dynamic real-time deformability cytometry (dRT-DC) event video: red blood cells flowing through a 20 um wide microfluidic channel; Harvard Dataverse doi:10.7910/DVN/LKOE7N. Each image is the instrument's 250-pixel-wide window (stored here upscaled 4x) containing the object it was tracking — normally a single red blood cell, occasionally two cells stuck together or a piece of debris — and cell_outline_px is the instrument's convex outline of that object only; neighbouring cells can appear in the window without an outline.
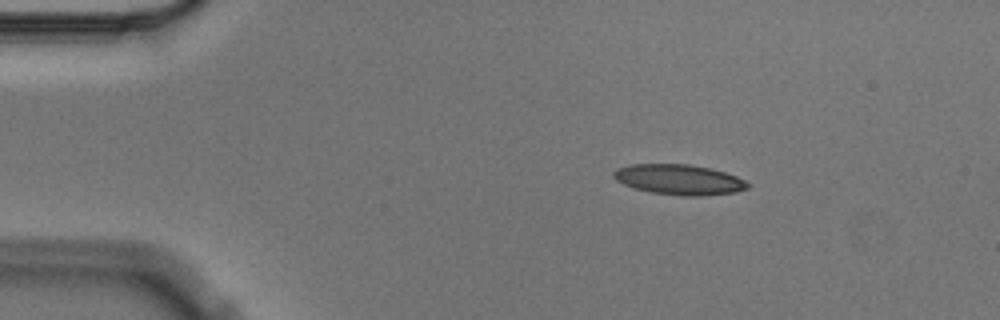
{"species": "Egyptian fruit bat (a non-hibernating species)", "species_latin": "Rousettus aegyptiacus", "temperature_condition": "cold", "stored_images_in_passage": 5, "camera_frame_rate_fps": 3000, "um_per_image_px": 0.085, "animal": {"sex": "male"}, "frame": {"image": 1, "passage_image": 2, "time_ms": 0.333, "image_size_px": [1000, 320], "cell_outline_px": [[748, 188], [736, 192], [700, 196], [680, 196], [652, 192], [636, 188], [624, 184], [616, 180], [612, 176], [612, 172], [616, 168], [628, 164], [688, 164], [712, 168], [736, 176], [744, 180], [748, 184]], "centroid_in_image_um": [57.7, 15.25], "position_along_channel_um": 27.3, "area_um2": 23.7}}
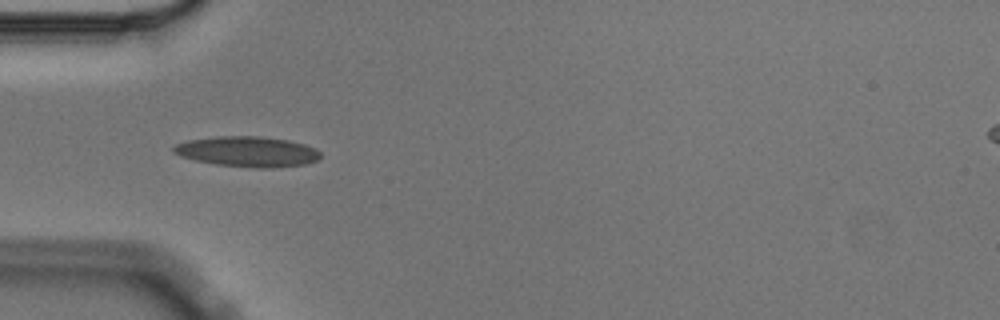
{"frame": {"image": 2, "passage_image": 4, "time_ms": 1.0, "image_size_px": [1000, 320], "cell_outline_px": [[320, 156], [316, 160], [308, 164], [272, 168], [256, 168], [216, 164], [196, 160], [180, 156], [172, 152], [172, 148], [176, 144], [188, 140], [220, 136], [260, 136], [288, 140], [304, 144], [316, 148], [320, 152]], "centroid_in_image_um": [21.05, 12.89], "position_along_channel_um": 64.0, "area_um2": 26.01}}
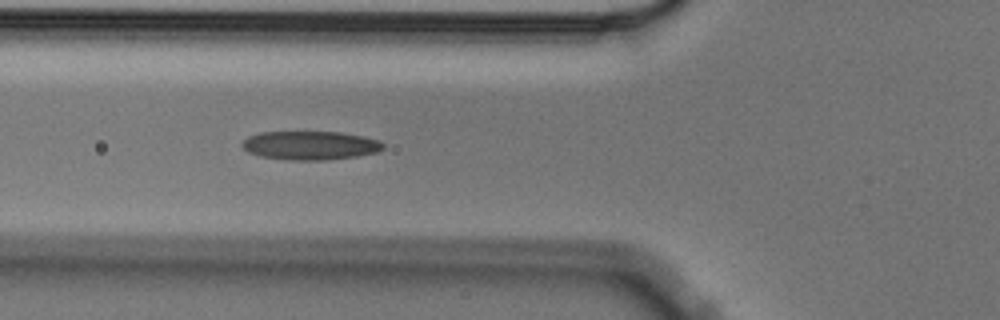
{"frame": {"image": 3, "passage_image": 5, "time_ms": 1.333, "image_size_px": [1000, 320], "cell_outline_px": [[384, 148], [376, 152], [356, 156], [328, 160], [288, 160], [260, 156], [248, 152], [240, 144], [248, 136], [260, 132], [340, 132], [364, 136], [380, 140], [384, 144]], "centroid_in_image_um": [26.37, 12.36], "position_along_channel_um": 99.4, "area_um2": 23.7}}